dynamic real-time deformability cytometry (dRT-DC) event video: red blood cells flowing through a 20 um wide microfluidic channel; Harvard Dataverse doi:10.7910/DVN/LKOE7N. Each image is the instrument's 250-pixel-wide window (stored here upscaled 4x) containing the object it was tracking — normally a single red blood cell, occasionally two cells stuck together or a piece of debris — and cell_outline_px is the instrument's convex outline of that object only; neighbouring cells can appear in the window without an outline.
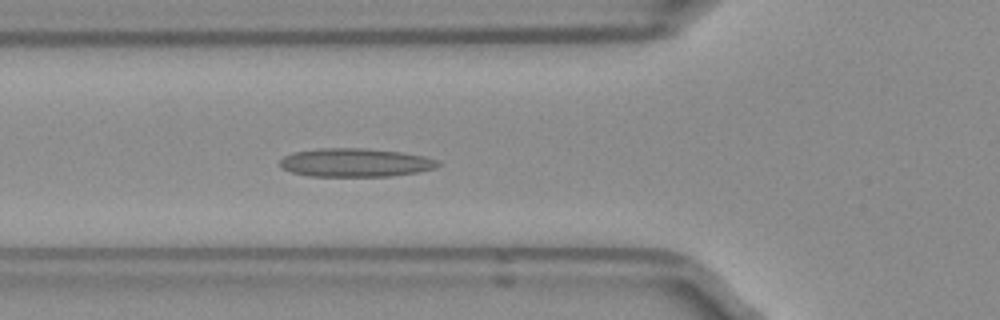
{"species": "Egyptian fruit bat (a non-hibernating species)", "species_latin": "Rousettus aegyptiacus", "temperature_condition": "room temperature", "stored_images_in_passage": 52, "segment_of_instrument_passage": [1, 2], "camera_frame_rate_fps": 3000, "um_per_image_px": 0.085, "frame": {"image": 1, "passage_image": 17, "time_ms": 5.333, "image_size_px": [1000, 320], "cell_outline_px": [[440, 164], [436, 168], [416, 172], [392, 176], [308, 176], [292, 172], [284, 168], [280, 164], [280, 160], [284, 156], [296, 152], [320, 148], [364, 148], [400, 152], [424, 156], [436, 160]], "centroid_in_image_um": [30.21, 13.82], "position_along_channel_um": 95.6, "area_um2": 26.01}}
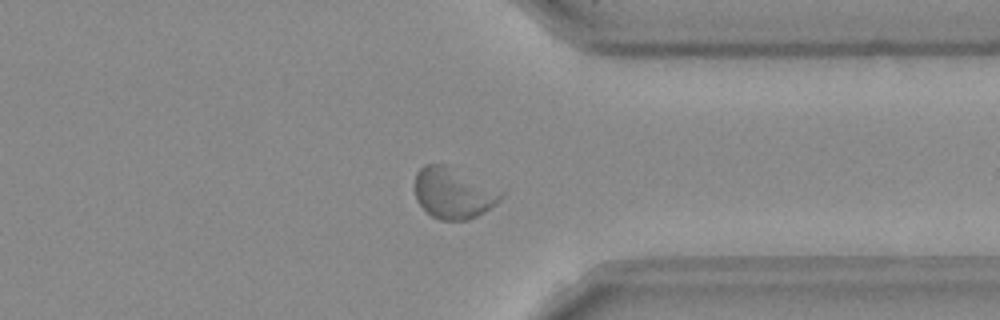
{"frame": {"image": 2, "passage_image": 39, "time_ms": 12.667, "image_size_px": [1000, 320], "cell_outline_px": [[508, 192], [496, 204], [484, 212], [468, 220], [440, 220], [432, 216], [416, 200], [416, 172], [424, 164], [452, 164]], "centroid_in_image_um": [38.62, 16.36], "position_along_channel_um": 372.8, "area_um2": 26.41}}
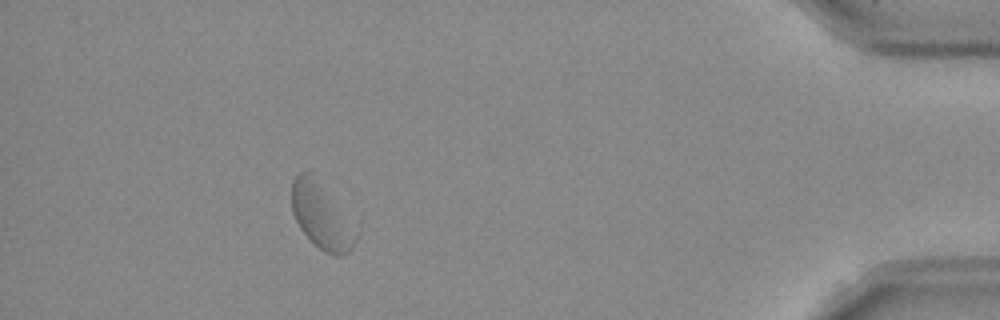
{"frame": {"image": 3, "passage_image": 46, "time_ms": 15.0, "image_size_px": [1000, 320], "cell_outline_px": [[356, 240], [352, 248], [348, 252], [340, 256], [336, 256], [324, 252], [300, 228], [292, 212], [292, 180], [300, 172], [308, 172], [356, 232]], "centroid_in_image_um": [27.25, 18.44], "position_along_channel_um": 408.0, "area_um2": 22.54}}